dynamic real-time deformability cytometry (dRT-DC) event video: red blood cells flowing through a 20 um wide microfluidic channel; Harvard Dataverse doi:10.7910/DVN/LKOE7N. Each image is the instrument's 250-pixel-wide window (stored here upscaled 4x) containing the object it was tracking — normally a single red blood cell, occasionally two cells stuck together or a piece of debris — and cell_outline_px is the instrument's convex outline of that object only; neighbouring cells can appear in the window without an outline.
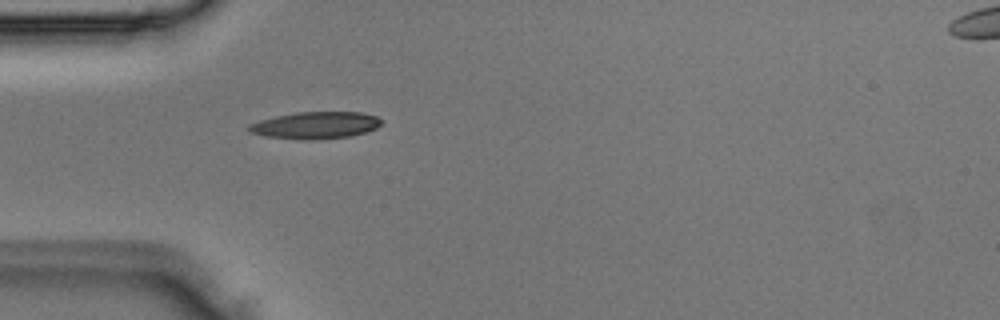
{"species": "Egyptian fruit bat (a non-hibernating species)", "species_latin": "Rousettus aegyptiacus", "temperature_condition": "room temperature", "stored_images_in_passage": 5, "segment_of_instrument_passage": [1, 2], "camera_frame_rate_fps": 3000, "um_per_image_px": 0.085, "animal": {"sex": "male"}, "frame": {"image": 1, "passage_image": 4, "time_ms": 1.0, "image_size_px": [1000, 320], "cell_outline_px": [[380, 124], [376, 128], [352, 136], [312, 140], [304, 140], [264, 136], [248, 132], [248, 124], [260, 120], [276, 116], [296, 112], [360, 112], [376, 116], [380, 120]], "centroid_in_image_um": [26.77, 10.65], "position_along_channel_um": 58.2, "area_um2": 20.81}}